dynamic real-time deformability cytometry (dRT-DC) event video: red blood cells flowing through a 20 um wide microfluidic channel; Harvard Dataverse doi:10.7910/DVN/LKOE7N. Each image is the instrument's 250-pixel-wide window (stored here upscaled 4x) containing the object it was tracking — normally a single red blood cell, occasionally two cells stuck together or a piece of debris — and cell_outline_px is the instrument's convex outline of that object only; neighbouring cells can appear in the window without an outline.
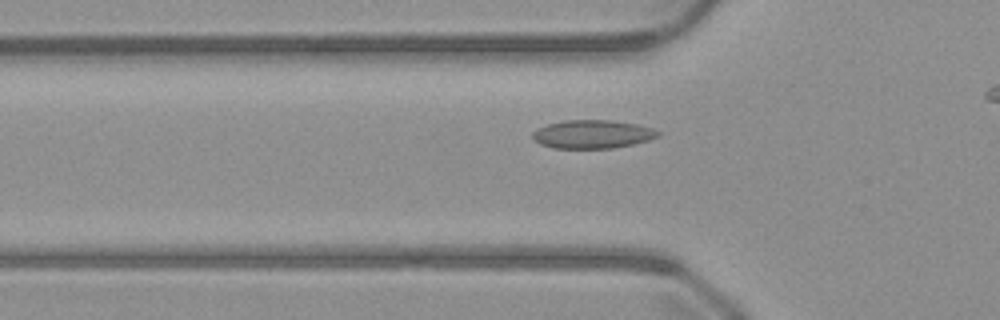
{"species": "common noctule bat (a hibernating species)", "species_latin": "Nyctalus noctula", "temperature_condition": "warm", "stored_images_in_passage": 29, "camera_frame_rate_fps": 3000, "um_per_image_px": 0.085, "animal": {"sex": "male", "body_mass_g": 23.1, "forearm_length_mm": 52.7}, "frame": {"image": 1, "passage_image": 4, "time_ms": 1.0, "image_size_px": [1000, 320], "cell_outline_px": [[660, 136], [648, 140], [632, 144], [612, 148], [552, 148], [540, 144], [532, 136], [532, 132], [536, 128], [548, 124], [564, 120], [612, 120], [636, 124], [652, 128], [660, 132]], "centroid_in_image_um": [50.35, 11.4], "position_along_channel_um": 75.5, "area_um2": 20.75}}
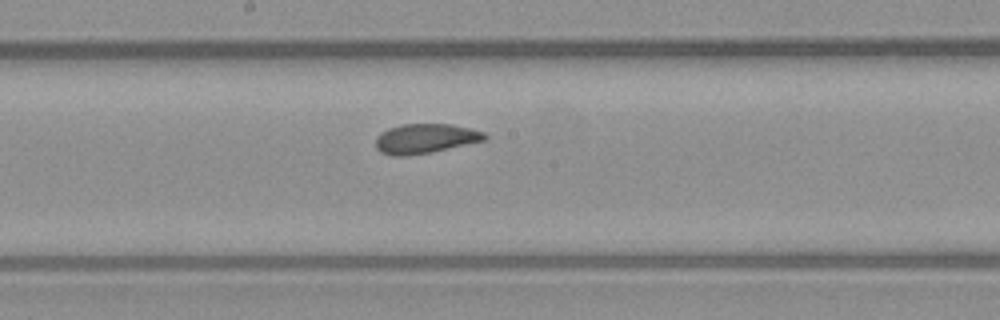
{"frame": {"image": 2, "passage_image": 14, "time_ms": 4.333, "image_size_px": [1000, 320], "cell_outline_px": [[488, 136], [484, 140], [432, 152], [408, 156], [392, 156], [380, 152], [376, 148], [376, 136], [380, 132], [388, 128], [400, 124], [452, 124], [472, 128], [484, 132]], "centroid_in_image_um": [36.12, 11.77], "position_along_channel_um": 212.1, "area_um2": 19.02}}
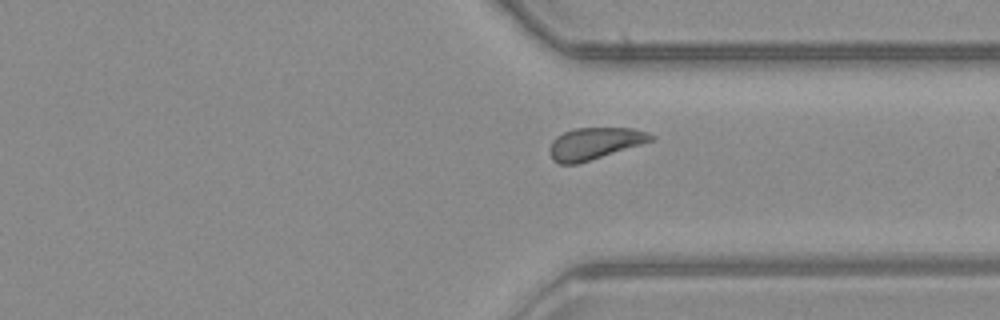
{"frame": {"image": 3, "passage_image": 25, "time_ms": 8.0, "image_size_px": [1000, 320], "cell_outline_px": [[656, 136], [652, 140], [640, 144], [576, 164], [560, 164], [552, 160], [548, 152], [548, 148], [552, 140], [556, 136], [564, 132], [576, 128], [636, 128], [648, 132]], "centroid_in_image_um": [50.49, 12.18], "position_along_channel_um": 360.9, "area_um2": 18.67}}